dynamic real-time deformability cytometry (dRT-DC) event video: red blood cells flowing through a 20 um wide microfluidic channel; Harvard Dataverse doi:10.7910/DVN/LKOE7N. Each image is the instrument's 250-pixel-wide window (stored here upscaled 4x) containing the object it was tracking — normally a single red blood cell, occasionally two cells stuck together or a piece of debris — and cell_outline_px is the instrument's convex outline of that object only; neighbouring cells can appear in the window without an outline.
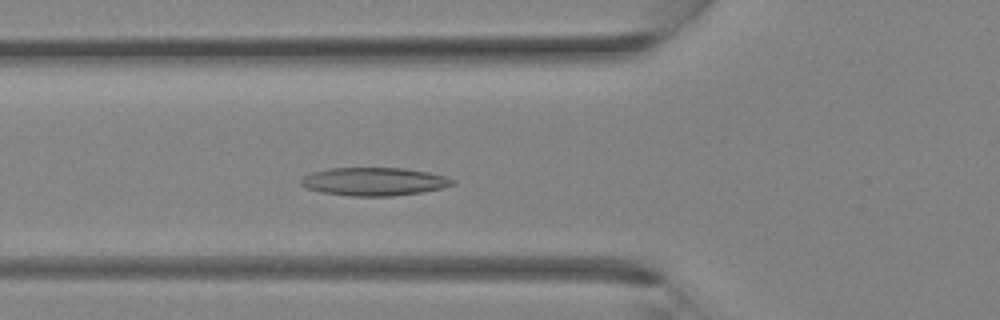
{"species": "Egyptian fruit bat (a non-hibernating species)", "species_latin": "Rousettus aegyptiacus", "temperature_condition": "room temperature", "stored_images_in_passage": 25, "camera_frame_rate_fps": 3000, "um_per_image_px": 0.085, "animal": {"sex": "female"}, "frame": {"image": 1, "passage_image": 2, "time_ms": 0.333, "image_size_px": [1000, 320], "cell_outline_px": [[456, 184], [444, 188], [420, 192], [392, 196], [348, 196], [320, 192], [304, 188], [300, 184], [300, 180], [304, 176], [312, 172], [332, 168], [404, 168], [428, 172], [444, 176], [456, 180]], "centroid_in_image_um": [31.79, 15.44], "position_along_channel_um": 94.0, "area_um2": 25.03}}
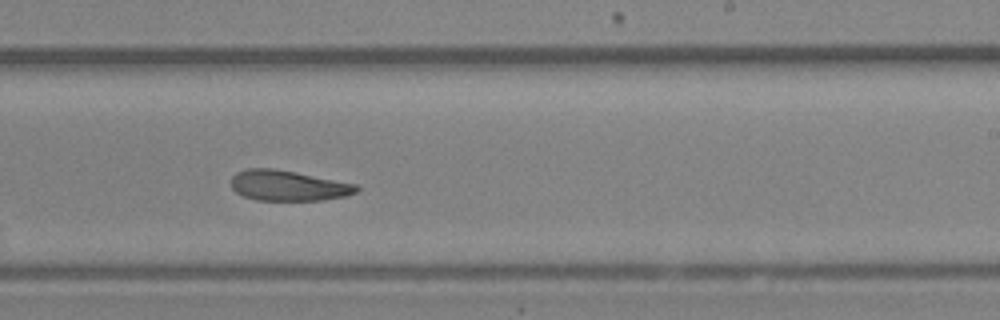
{"frame": {"image": 2, "passage_image": 11, "time_ms": 3.333, "image_size_px": [1000, 320], "cell_outline_px": [[360, 188], [356, 192], [344, 196], [324, 200], [256, 200], [244, 196], [236, 192], [232, 188], [232, 176], [236, 172], [248, 168], [272, 168], [296, 172], [356, 184]], "centroid_in_image_um": [24.48, 15.77], "position_along_channel_um": 264.5, "area_um2": 22.14}}
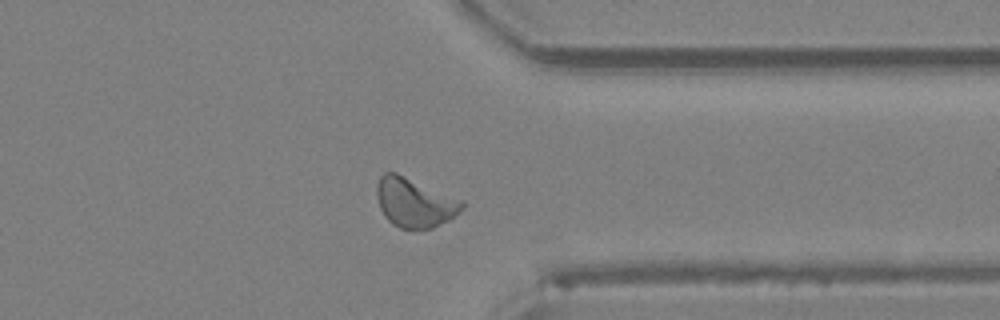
{"frame": {"image": 3, "passage_image": 17, "time_ms": 5.333, "image_size_px": [1000, 320], "cell_outline_px": [[464, 208], [448, 220], [432, 228], [400, 228], [392, 224], [384, 216], [380, 208], [376, 196], [376, 184], [380, 176], [384, 172], [396, 172], [464, 200]], "centroid_in_image_um": [35.22, 17.19], "position_along_channel_um": 376.2, "area_um2": 24.57}}